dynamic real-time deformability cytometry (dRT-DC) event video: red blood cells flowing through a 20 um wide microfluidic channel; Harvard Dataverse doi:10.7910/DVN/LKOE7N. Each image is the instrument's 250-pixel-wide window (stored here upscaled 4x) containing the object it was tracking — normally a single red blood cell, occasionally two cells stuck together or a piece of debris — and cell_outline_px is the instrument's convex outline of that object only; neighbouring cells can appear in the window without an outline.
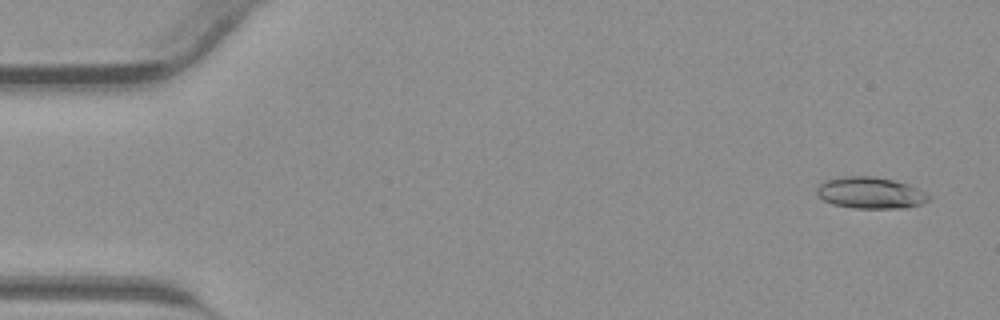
{"species": "common noctule bat (a hibernating species)", "species_latin": "Nyctalus noctula", "temperature_condition": "warm", "stored_images_in_passage": 42, "camera_frame_rate_fps": 3000, "um_per_image_px": 0.085, "animal": {"sex": "male", "body_mass_g": 23.1, "forearm_length_mm": 52.7}, "frame": {"image": 1, "passage_image": 1, "time_ms": 0.0, "image_size_px": [1000, 320], "cell_outline_px": [[932, 196], [928, 200], [920, 204], [908, 208], [856, 208], [832, 204], [816, 196], [816, 188], [820, 184], [828, 180], [840, 176], [872, 176], [892, 180], [908, 184]], "centroid_in_image_um": [73.96, 16.4], "position_along_channel_um": 11.0, "area_um2": 20.52}}
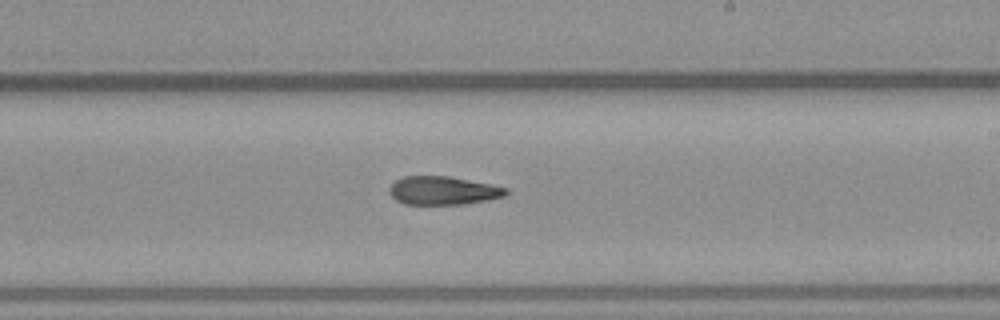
{"frame": {"image": 2, "passage_image": 24, "time_ms": 7.667, "image_size_px": [1000, 320], "cell_outline_px": [[508, 192], [504, 196], [488, 200], [464, 204], [404, 204], [396, 200], [388, 192], [388, 188], [396, 180], [404, 176], [448, 176], [508, 188]], "centroid_in_image_um": [37.63, 16.2], "position_along_channel_um": 251.4, "area_um2": 19.19}}
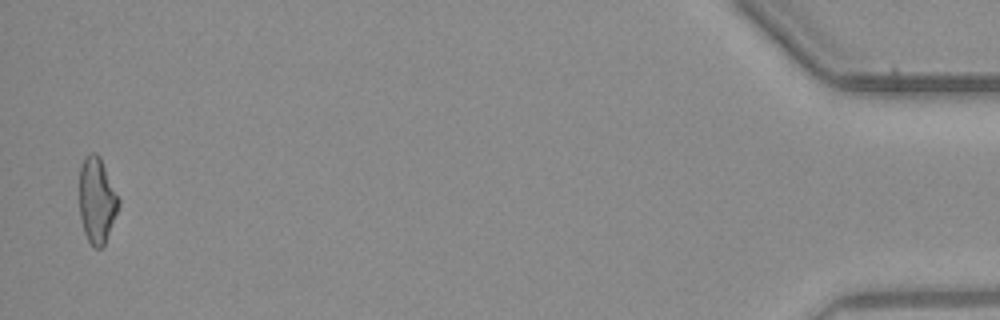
{"frame": {"image": 3, "passage_image": 41, "time_ms": 13.333, "image_size_px": [1000, 320], "cell_outline_px": [[120, 204], [104, 244], [100, 248], [96, 248], [88, 240], [84, 232], [80, 216], [80, 164], [84, 156], [92, 152], [96, 152], [100, 156], [120, 200]], "centroid_in_image_um": [8.23, 16.97], "position_along_channel_um": 427.0, "area_um2": 19.48}}